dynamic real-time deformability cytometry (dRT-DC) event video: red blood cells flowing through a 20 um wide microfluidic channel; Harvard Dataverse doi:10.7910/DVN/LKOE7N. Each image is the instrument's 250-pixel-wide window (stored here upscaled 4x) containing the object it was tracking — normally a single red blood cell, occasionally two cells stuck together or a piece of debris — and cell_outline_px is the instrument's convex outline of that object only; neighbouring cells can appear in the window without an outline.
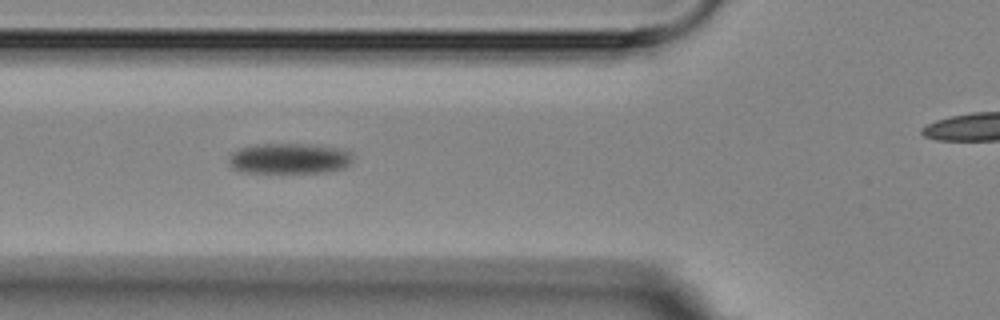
{"species": "Egyptian fruit bat (a non-hibernating species)", "species_latin": "Rousettus aegyptiacus", "temperature_condition": "room temperature", "stored_images_in_passage": 6, "segment_of_instrument_passage": [1, 2], "camera_frame_rate_fps": 3000, "um_per_image_px": 0.085, "animal": {"sex": "female"}, "frame": {"image": 1, "passage_image": 4, "time_ms": 3.333, "image_size_px": [1000, 320], "cell_outline_px": [[352, 160], [344, 168], [324, 172], [244, 172], [232, 168], [228, 164], [228, 160], [232, 152], [240, 148], [256, 144], [304, 144], [336, 148], [352, 152]], "centroid_in_image_um": [24.55, 13.47], "position_along_channel_um": 101.2, "area_um2": 21.91}}
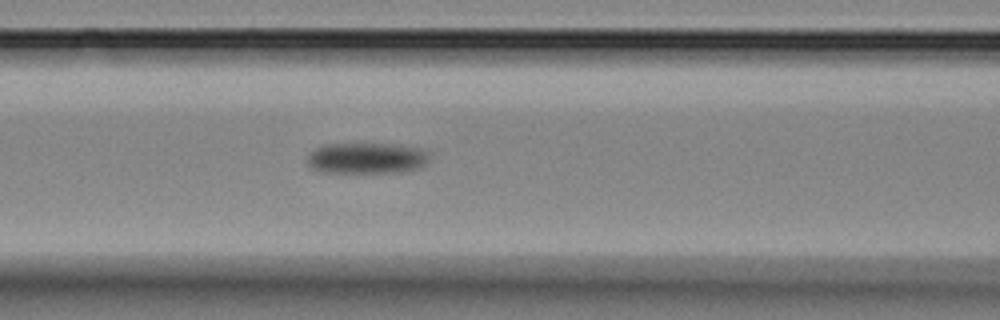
{"frame": {"image": 2, "passage_image": 5, "time_ms": 4.333, "image_size_px": [1000, 320], "cell_outline_px": [[432, 152], [428, 160], [420, 168], [400, 172], [324, 172], [312, 168], [308, 164], [308, 152], [316, 148], [328, 144], [400, 144], [428, 148]], "centroid_in_image_um": [31.27, 13.42], "position_along_channel_um": 135.3, "area_um2": 22.43}}